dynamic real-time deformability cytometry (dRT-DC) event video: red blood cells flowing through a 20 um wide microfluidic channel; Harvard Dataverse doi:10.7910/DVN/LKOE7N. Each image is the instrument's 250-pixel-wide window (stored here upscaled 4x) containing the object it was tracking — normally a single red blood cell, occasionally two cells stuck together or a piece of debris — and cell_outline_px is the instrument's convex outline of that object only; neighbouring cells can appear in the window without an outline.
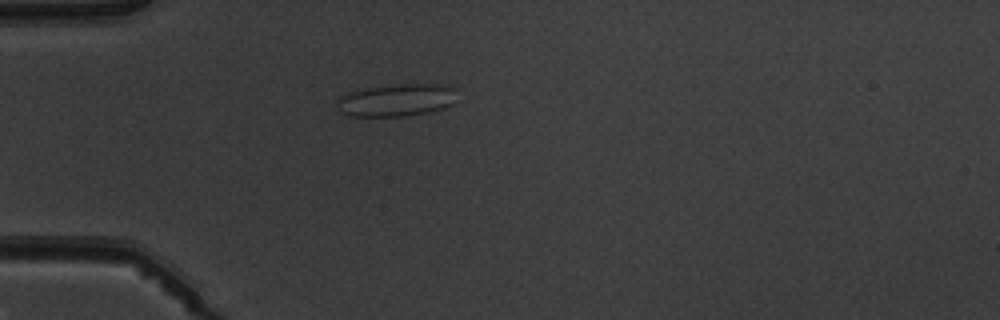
{"species": "common noctule bat (a hibernating species)", "species_latin": "Nyctalus noctula", "temperature_condition": "warm", "stored_images_in_passage": 5, "camera_frame_rate_fps": 3000, "um_per_image_px": 0.085, "animal": {"sex": "male", "body_mass_g": 19.5, "forearm_length_mm": 54.6}, "frame": {"image": 1, "passage_image": 4, "time_ms": 3.667, "image_size_px": [1000, 320], "cell_outline_px": [[456, 88], [452, 104], [444, 108], [428, 112], [400, 116], [348, 116], [340, 112], [336, 104], [336, 100], [340, 96], [348, 92], [368, 88], [404, 84], [448, 84]], "centroid_in_image_um": [33.69, 8.51], "position_along_channel_um": 51.3, "area_um2": 22.66}}